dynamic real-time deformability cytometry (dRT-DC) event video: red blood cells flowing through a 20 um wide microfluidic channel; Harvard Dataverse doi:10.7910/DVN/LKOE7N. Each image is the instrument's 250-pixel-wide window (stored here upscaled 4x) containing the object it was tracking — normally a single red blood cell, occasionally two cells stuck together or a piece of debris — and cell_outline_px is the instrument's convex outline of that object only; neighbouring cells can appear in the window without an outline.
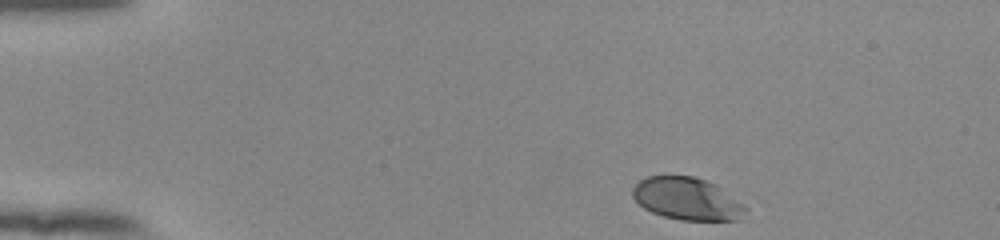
{"species": "human", "species_latin": "Homo sapiens", "temperature_condition": "room temperature", "stored_images_in_passage": 45, "camera_frame_rate_fps": 3000, "um_per_image_px": 0.085, "donor": {"sex": "female"}, "frame": {"image": 1, "passage_image": 1, "time_ms": 0.0, "image_size_px": [1000, 240], "cell_outline_px": [[748, 208], [740, 220], [680, 220], [664, 216], [652, 212], [644, 208], [632, 196], [632, 188], [640, 180], [648, 176], [692, 176], [716, 184], [744, 204]], "centroid_in_image_um": [58.42, 16.9], "position_along_channel_um": 26.6, "area_um2": 27.86}}
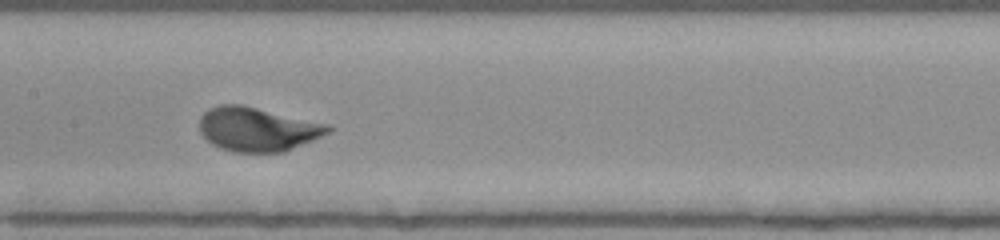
{"frame": {"image": 2, "passage_image": 20, "time_ms": 6.333, "image_size_px": [1000, 240], "cell_outline_px": [[336, 128], [312, 140], [284, 152], [232, 152], [220, 148], [212, 144], [200, 132], [200, 116], [208, 108], [220, 104], [240, 104], [328, 124]], "centroid_in_image_um": [21.86, 10.98], "position_along_channel_um": 185.5, "area_um2": 32.83}}
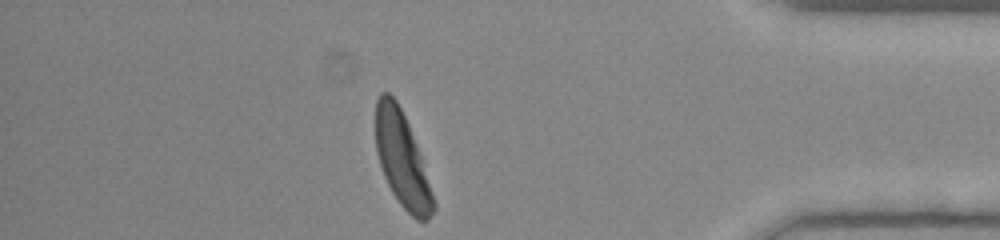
{"frame": {"image": 3, "passage_image": 39, "time_ms": 12.667, "image_size_px": [1000, 240], "cell_outline_px": [[436, 208], [428, 220], [416, 220], [400, 204], [392, 192], [384, 176], [376, 152], [376, 100], [380, 92], [388, 92], [396, 100], [408, 124], [420, 156], [436, 204]], "centroid_in_image_um": [34.16, 13.57], "position_along_channel_um": 401.0, "area_um2": 31.21}, "authors_computed_cell_mechanics": {"area_um2": 31.6166, "velocity_mm_per_s": 3.9062, "shape_relaxation_time_tau1_ms": 2.4525, "shape_relaxation_time_tau2_ms": null, "deformation_change_tau1": 0.1515, "deformation_change_tau2": null}}